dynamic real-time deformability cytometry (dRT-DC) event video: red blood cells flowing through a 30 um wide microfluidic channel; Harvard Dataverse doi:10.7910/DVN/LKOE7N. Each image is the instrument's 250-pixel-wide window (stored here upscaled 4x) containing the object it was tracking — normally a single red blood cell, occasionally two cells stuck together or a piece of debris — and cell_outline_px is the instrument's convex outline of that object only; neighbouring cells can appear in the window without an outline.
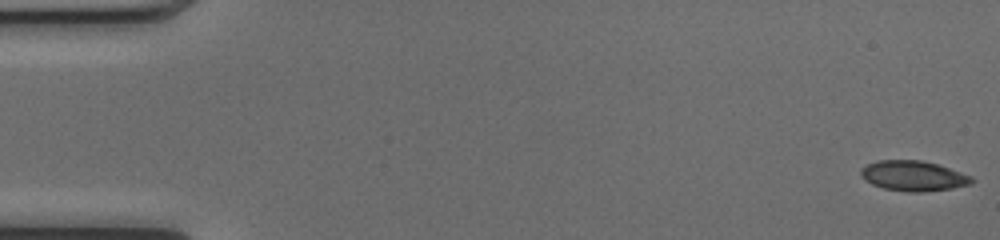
{"species": "common noctule bat (a hibernating species)", "species_latin": "Nyctalus noctula", "temperature_condition": "cold", "stored_images_in_passage": 51, "camera_frame_rate_fps": 3000, "um_per_image_px": 0.085, "animal": {"sex": "female", "body_mass_g": 17.0, "forearm_length_mm": 48.0}, "frame": {"image": 1, "passage_image": 1, "time_ms": 0.0, "image_size_px": [1000, 240], "cell_outline_px": [[976, 180], [972, 184], [952, 188], [924, 192], [908, 192], [884, 188], [872, 184], [864, 180], [860, 176], [860, 168], [876, 160], [920, 160], [936, 164], [972, 176]], "centroid_in_image_um": [77.62, 14.95], "position_along_channel_um": 7.4, "area_um2": 19.59}}
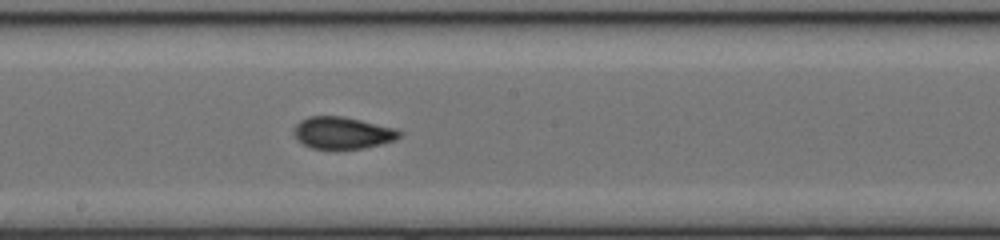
{"frame": {"image": 2, "passage_image": 28, "time_ms": 9.0, "image_size_px": [1000, 240], "cell_outline_px": [[404, 132], [396, 140], [364, 148], [312, 148], [296, 140], [292, 132], [296, 124], [300, 120], [308, 116], [344, 116], [396, 128]], "centroid_in_image_um": [29.11, 11.28], "position_along_channel_um": 219.1, "area_um2": 19.77}}
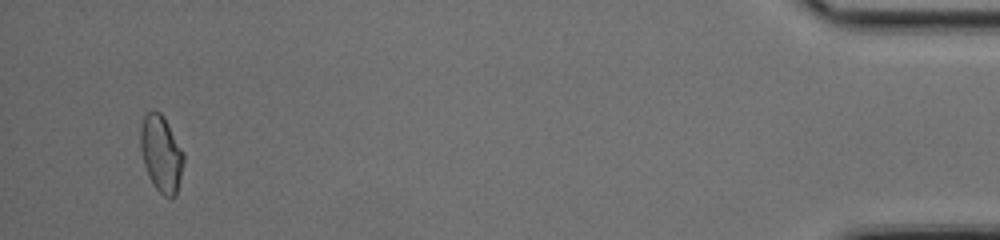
{"frame": {"image": 3, "passage_image": 49, "time_ms": 16.0, "image_size_px": [1000, 240], "cell_outline_px": [[184, 160], [176, 196], [164, 196], [156, 188], [148, 176], [144, 164], [140, 148], [140, 128], [144, 116], [152, 108], [160, 112], [164, 116], [184, 152]], "centroid_in_image_um": [13.7, 13.02], "position_along_channel_um": 421.5, "area_um2": 19.31}, "authors_computed_cell_mechanics": {"area_um2": 19.4208, "velocity_mm_per_s": 4.0752, "shape_relaxation_time_tau1_ms": null, "shape_relaxation_time_tau2_ms": 1.0814, "deformation_change_tau1": null, "deformation_change_tau2": 0.0501}}